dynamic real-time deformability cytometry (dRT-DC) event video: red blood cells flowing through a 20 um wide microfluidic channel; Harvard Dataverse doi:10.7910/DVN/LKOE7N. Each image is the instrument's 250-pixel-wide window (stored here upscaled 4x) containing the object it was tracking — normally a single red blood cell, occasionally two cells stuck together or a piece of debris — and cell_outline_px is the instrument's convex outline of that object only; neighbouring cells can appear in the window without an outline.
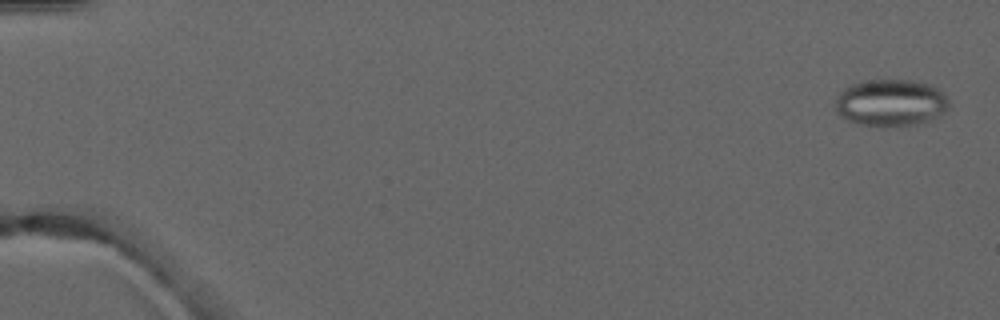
{"species": "common noctule bat (a hibernating species)", "species_latin": "Nyctalus noctula", "temperature_condition": "warm", "stored_images_in_passage": 6, "camera_frame_rate_fps": 3000, "um_per_image_px": 0.085, "animal": {"sex": "male", "forearm_length_mm": 52.5}, "frame": {"image": 1, "passage_image": 1, "time_ms": 0.0, "image_size_px": [1000, 320], "cell_outline_px": [[948, 108], [944, 112], [928, 120], [916, 124], [860, 124], [848, 120], [840, 116], [836, 112], [836, 100], [840, 92], [844, 88], [852, 84], [872, 80], [908, 80], [928, 84], [944, 92], [948, 100]], "centroid_in_image_um": [75.71, 8.7], "position_along_channel_um": 9.3, "area_um2": 30.23}}